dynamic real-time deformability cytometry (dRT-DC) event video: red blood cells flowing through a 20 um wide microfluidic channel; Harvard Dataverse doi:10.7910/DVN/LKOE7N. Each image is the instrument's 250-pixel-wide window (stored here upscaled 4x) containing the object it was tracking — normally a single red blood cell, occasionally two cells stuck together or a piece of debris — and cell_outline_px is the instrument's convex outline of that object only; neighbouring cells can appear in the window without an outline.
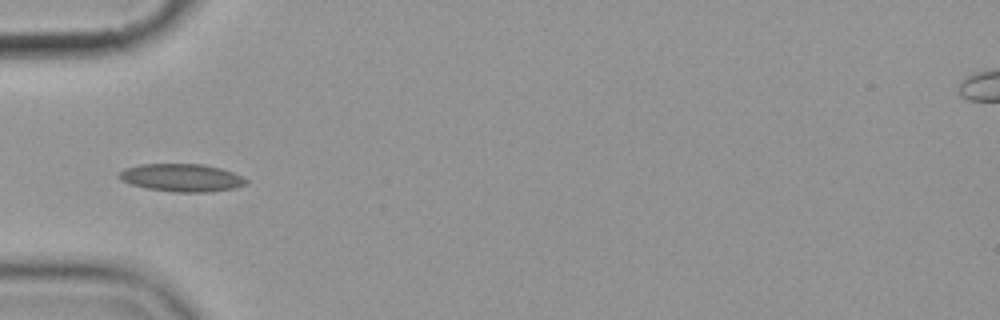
{"species": "common noctule bat (a hibernating species)", "species_latin": "Nyctalus noctula", "temperature_condition": "cold", "stored_images_in_passage": 5, "camera_frame_rate_fps": 3000, "um_per_image_px": 0.085, "animal": {"sex": "female", "body_mass_g": 19.9}, "frame": {"image": 1, "passage_image": 5, "time_ms": 4.667, "image_size_px": [1000, 320], "cell_outline_px": [[248, 184], [232, 188], [208, 192], [172, 192], [148, 188], [132, 184], [120, 180], [116, 176], [124, 168], [140, 164], [200, 164], [220, 168], [232, 172], [248, 180]], "centroid_in_image_um": [15.41, 15.1], "position_along_channel_um": 69.6, "area_um2": 20.46}}